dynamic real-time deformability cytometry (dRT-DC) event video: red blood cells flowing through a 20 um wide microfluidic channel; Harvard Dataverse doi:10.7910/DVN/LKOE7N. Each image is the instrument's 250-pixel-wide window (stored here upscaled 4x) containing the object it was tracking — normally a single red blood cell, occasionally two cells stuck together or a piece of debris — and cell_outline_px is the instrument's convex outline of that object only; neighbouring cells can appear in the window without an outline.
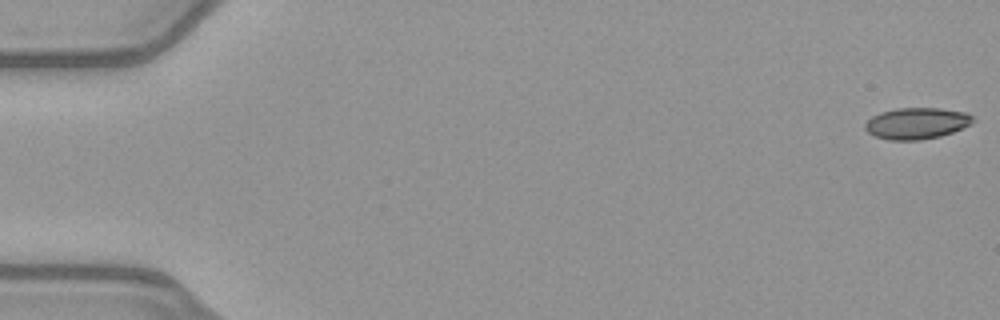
{"species": "common noctule bat (a hibernating species)", "species_latin": "Nyctalus noctula", "temperature_condition": "warm", "stored_images_in_passage": 14, "camera_frame_rate_fps": 3000, "um_per_image_px": 0.085, "animal": {"sex": "female", "body_mass_g": 21.9}, "frame": {"image": 1, "passage_image": 1, "time_ms": 0.0, "image_size_px": [1000, 320], "cell_outline_px": [[976, 120], [972, 124], [952, 132], [940, 136], [920, 140], [888, 140], [876, 136], [868, 132], [864, 128], [864, 124], [872, 116], [880, 112], [896, 108], [940, 108], [968, 112]], "centroid_in_image_um": [77.94, 10.47], "position_along_channel_um": 7.1, "area_um2": 19.88}}